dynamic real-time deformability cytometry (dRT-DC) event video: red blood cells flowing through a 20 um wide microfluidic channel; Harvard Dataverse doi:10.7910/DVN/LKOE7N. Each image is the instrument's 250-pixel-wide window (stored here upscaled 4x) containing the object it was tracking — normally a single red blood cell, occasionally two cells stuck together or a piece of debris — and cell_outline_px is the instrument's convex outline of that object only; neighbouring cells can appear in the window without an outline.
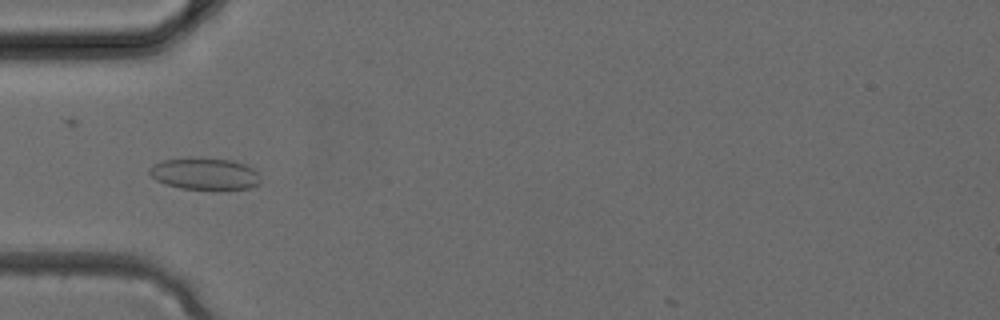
{"species": "common noctule bat (a hibernating species)", "species_latin": "Nyctalus noctula", "temperature_condition": "cold", "stored_images_in_passage": 2, "camera_frame_rate_fps": 3000, "um_per_image_px": 0.085, "animal": {"sex": "female", "body_mass_g": 24.6, "forearm_length_mm": 56.2}, "frame": {"image": 1, "passage_image": 2, "time_ms": 0.333, "image_size_px": [1000, 320], "cell_outline_px": [[260, 184], [248, 188], [180, 188], [164, 184], [156, 180], [148, 172], [148, 168], [152, 164], [164, 160], [188, 156], [232, 160], [244, 164], [252, 168], [256, 172], [260, 180]], "centroid_in_image_um": [17.33, 14.73], "position_along_channel_um": 67.7, "area_um2": 20.58}}